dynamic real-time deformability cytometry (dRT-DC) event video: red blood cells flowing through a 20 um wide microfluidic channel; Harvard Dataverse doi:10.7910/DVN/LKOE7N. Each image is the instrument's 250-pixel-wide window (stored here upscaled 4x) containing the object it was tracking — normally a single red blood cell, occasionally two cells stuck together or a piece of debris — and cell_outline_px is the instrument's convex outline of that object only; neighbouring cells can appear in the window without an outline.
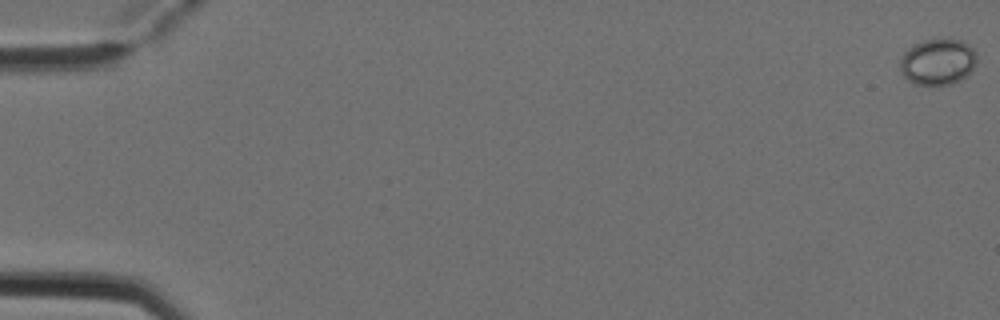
{"species": "Egyptian fruit bat (a non-hibernating species)", "species_latin": "Rousettus aegyptiacus", "temperature_condition": "cold", "stored_images_in_passage": 4, "camera_frame_rate_fps": 3000, "um_per_image_px": 0.085, "animal": {"sex": "female"}, "frame": {"image": 1, "passage_image": 1, "time_ms": 0.0, "image_size_px": [1000, 320], "cell_outline_px": [[976, 64], [960, 80], [948, 84], [916, 84], [908, 80], [904, 76], [900, 68], [900, 60], [904, 52], [908, 48], [924, 40], [948, 36], [960, 40], [968, 44], [976, 52]], "centroid_in_image_um": [79.71, 5.2], "position_along_channel_um": 5.3, "area_um2": 20.69}}